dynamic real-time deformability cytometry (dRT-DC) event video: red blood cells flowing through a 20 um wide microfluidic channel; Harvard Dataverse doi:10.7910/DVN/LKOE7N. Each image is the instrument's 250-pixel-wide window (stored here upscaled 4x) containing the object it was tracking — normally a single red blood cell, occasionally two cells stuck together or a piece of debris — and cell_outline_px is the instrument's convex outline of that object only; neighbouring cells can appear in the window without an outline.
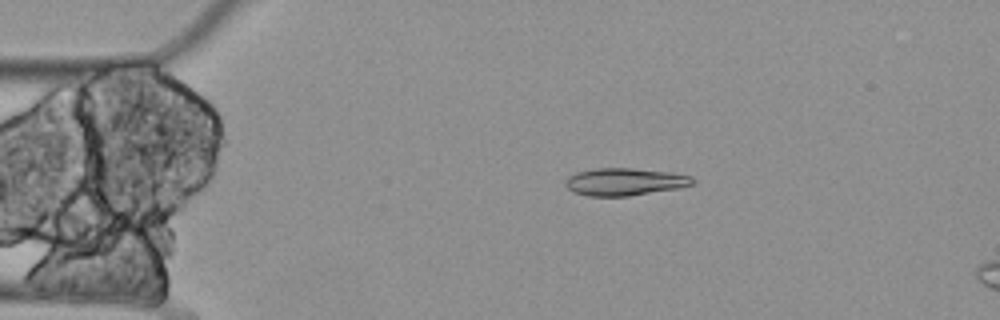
{"species": "Egyptian fruit bat (a non-hibernating species)", "species_latin": "Rousettus aegyptiacus", "temperature_condition": "cold", "stored_images_in_passage": 6, "camera_frame_rate_fps": 3000, "um_per_image_px": 0.085, "animal": {"sex": "female"}, "frame": {"image": 1, "passage_image": 3, "time_ms": 0.667, "image_size_px": [1000, 320], "cell_outline_px": [[696, 184], [680, 188], [628, 196], [588, 196], [572, 192], [564, 184], [564, 180], [568, 176], [576, 172], [596, 168], [632, 168], [668, 172], [692, 176], [696, 180]], "centroid_in_image_um": [53.1, 15.45], "position_along_channel_um": 31.9, "area_um2": 20.58}}